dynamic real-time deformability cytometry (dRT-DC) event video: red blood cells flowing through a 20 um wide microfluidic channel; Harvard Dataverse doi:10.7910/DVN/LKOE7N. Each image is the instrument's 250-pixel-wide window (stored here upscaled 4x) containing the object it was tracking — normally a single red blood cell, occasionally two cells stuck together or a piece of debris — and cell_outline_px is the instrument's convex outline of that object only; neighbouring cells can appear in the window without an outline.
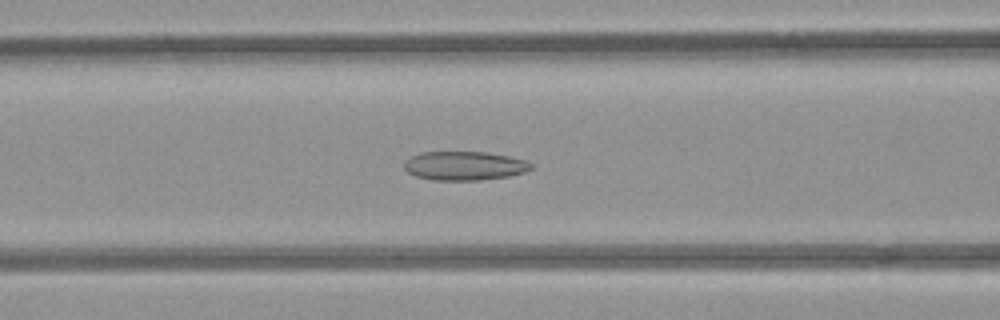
{"species": "common noctule bat (a hibernating species)", "species_latin": "Nyctalus noctula", "temperature_condition": "room temperature", "stored_images_in_passage": 52, "camera_frame_rate_fps": 3000, "um_per_image_px": 0.085, "animal": {"sex": "female", "body_mass_g": 21.9}, "frame": {"image": 1, "passage_image": 21, "time_ms": 6.667, "image_size_px": [1000, 320], "cell_outline_px": [[532, 168], [524, 172], [508, 176], [480, 180], [436, 180], [416, 176], [408, 172], [404, 168], [404, 160], [420, 152], [488, 152], [508, 156], [524, 160], [532, 164]], "centroid_in_image_um": [39.45, 14.09], "position_along_channel_um": 127.1, "area_um2": 21.27}}
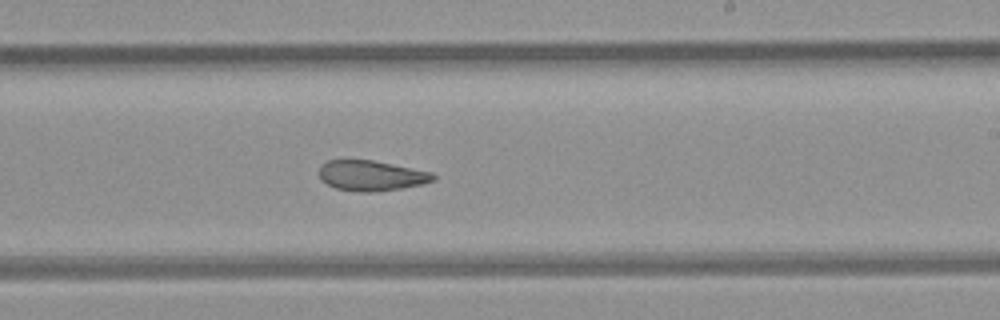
{"frame": {"image": 2, "passage_image": 31, "time_ms": 10.0, "image_size_px": [1000, 320], "cell_outline_px": [[436, 180], [424, 184], [376, 192], [360, 192], [336, 188], [320, 180], [320, 164], [328, 160], [372, 160], [432, 172], [436, 176]], "centroid_in_image_um": [31.57, 14.93], "position_along_channel_um": 257.4, "area_um2": 20.17}}
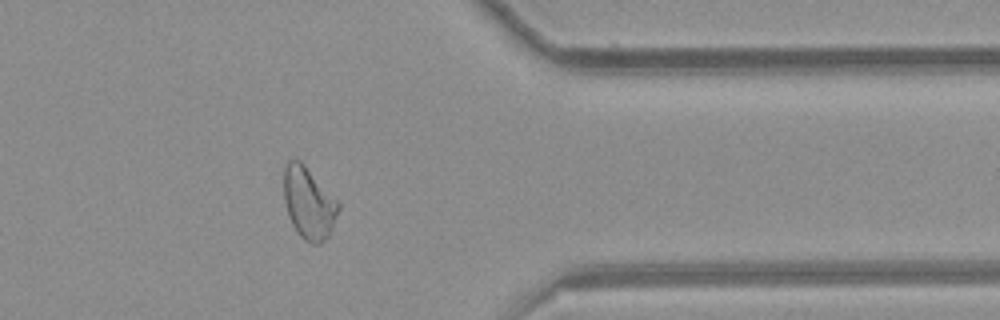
{"frame": {"image": 3, "passage_image": 42, "time_ms": 13.667, "image_size_px": [1000, 320], "cell_outline_px": [[340, 208], [328, 236], [320, 244], [312, 244], [304, 240], [300, 236], [292, 224], [288, 216], [284, 200], [284, 168], [288, 160], [300, 160], [304, 164], [340, 204]], "centroid_in_image_um": [26.22, 17.27], "position_along_channel_um": 385.2, "area_um2": 22.6}, "authors_computed_cell_mechanics": {"area_um2": 23.409, "velocity_mm_per_s": 3.9138, "shape_relaxation_time_tau1_ms": null, "shape_relaxation_time_tau2_ms": 3.1165, "deformation_change_tau1": null, "deformation_change_tau2": 0.1038}}